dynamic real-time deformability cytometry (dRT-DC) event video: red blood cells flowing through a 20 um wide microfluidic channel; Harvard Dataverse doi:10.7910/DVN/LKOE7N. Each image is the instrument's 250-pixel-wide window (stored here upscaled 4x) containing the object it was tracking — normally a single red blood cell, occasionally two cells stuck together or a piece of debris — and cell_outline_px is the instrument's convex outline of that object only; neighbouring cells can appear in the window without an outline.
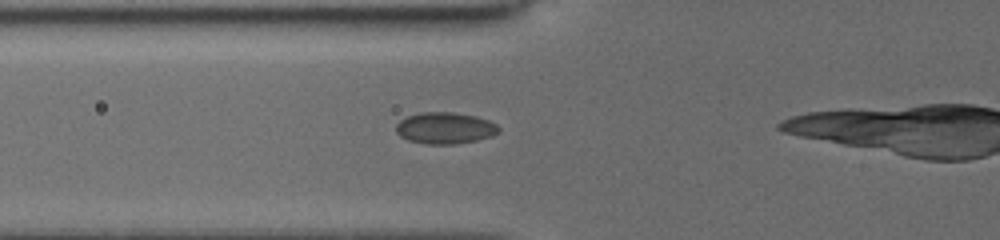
{"species": "common noctule bat (a hibernating species)", "species_latin": "Nyctalus noctula", "temperature_condition": "cold", "stored_images_in_passage": 11, "camera_frame_rate_fps": 3000, "um_per_image_px": 0.085, "animal": {"sex": "female", "body_mass_g": 19.5, "forearm_length_mm": 54.1}, "frame": {"image": 1, "passage_image": 7, "time_ms": 2.333, "image_size_px": [1000, 240], "cell_outline_px": [[500, 132], [492, 136], [476, 140], [456, 144], [424, 144], [408, 140], [400, 136], [396, 132], [396, 124], [400, 120], [408, 116], [420, 112], [452, 112], [476, 116], [488, 120], [496, 124], [500, 128]], "centroid_in_image_um": [37.83, 10.89], "position_along_channel_um": 88.0, "area_um2": 18.96}}
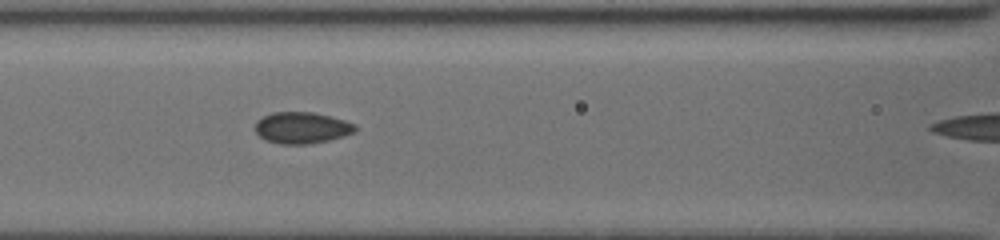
{"frame": {"image": 2, "passage_image": 10, "time_ms": 3.667, "image_size_px": [1000, 240], "cell_outline_px": [[356, 132], [344, 136], [328, 140], [308, 144], [280, 144], [264, 140], [256, 132], [256, 120], [272, 112], [312, 112], [344, 120], [356, 124]], "centroid_in_image_um": [25.65, 10.86], "position_along_channel_um": 140.9, "area_um2": 18.32}}